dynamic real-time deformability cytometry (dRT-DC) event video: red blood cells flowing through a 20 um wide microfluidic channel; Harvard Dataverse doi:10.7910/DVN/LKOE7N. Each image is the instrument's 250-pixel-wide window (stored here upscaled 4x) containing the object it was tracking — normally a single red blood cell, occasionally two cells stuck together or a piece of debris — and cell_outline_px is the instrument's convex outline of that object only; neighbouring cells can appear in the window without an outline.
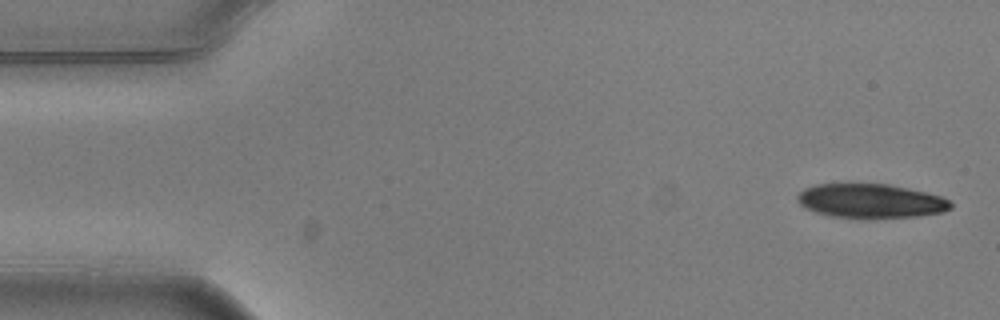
{"species": "common noctule bat (a hibernating species)", "species_latin": "Nyctalus noctula", "temperature_condition": "warm", "stored_images_in_passage": 9, "camera_frame_rate_fps": 3000, "um_per_image_px": 0.085, "animal": {"sex": "male", "body_mass_g": 20.5, "forearm_length_mm": 52.5}, "frame": {"image": 1, "passage_image": 1, "time_ms": 0.0, "image_size_px": [1000, 320], "cell_outline_px": [[952, 208], [944, 212], [920, 216], [868, 220], [860, 220], [832, 216], [816, 212], [804, 208], [796, 200], [796, 196], [804, 188], [816, 184], [848, 180], [888, 184], [908, 188], [940, 196], [948, 200], [952, 204]], "centroid_in_image_um": [73.94, 17.06], "position_along_channel_um": 11.1, "area_um2": 32.25}}
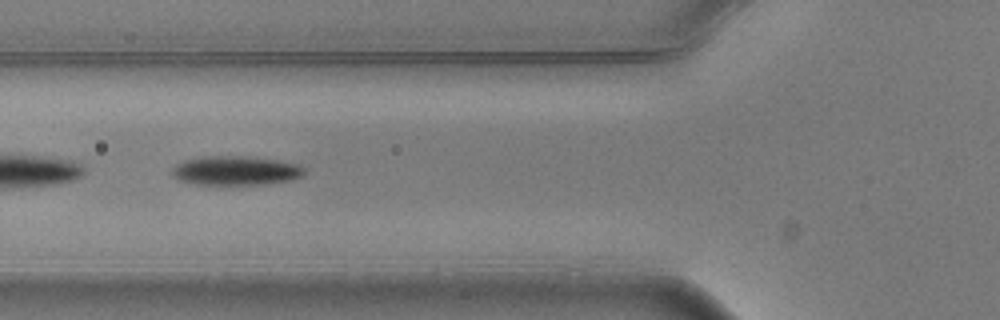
{"frame": {"image": 2, "passage_image": 6, "time_ms": 1.667, "image_size_px": [1000, 320], "cell_outline_px": [[304, 176], [292, 180], [264, 184], [196, 184], [180, 180], [172, 176], [172, 168], [176, 164], [184, 160], [204, 156], [248, 156], [280, 160], [300, 164], [304, 168]], "centroid_in_image_um": [20.07, 14.49], "position_along_channel_um": 105.7, "area_um2": 22.66}}
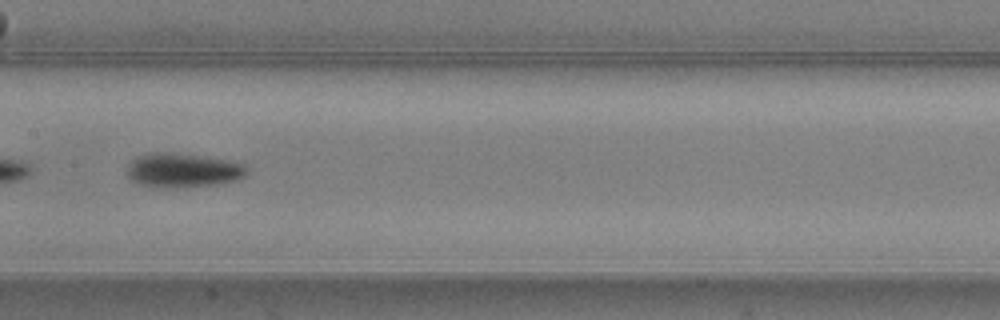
{"frame": {"image": 3, "passage_image": 8, "time_ms": 2.333, "image_size_px": [1000, 320], "cell_outline_px": [[248, 172], [244, 176], [236, 180], [216, 184], [184, 188], [168, 188], [140, 184], [132, 180], [128, 176], [128, 164], [136, 156], [148, 152], [176, 152], [208, 156], [236, 160], [244, 164], [248, 168]], "centroid_in_image_um": [15.59, 14.45], "position_along_channel_um": 191.8, "area_um2": 24.57}}